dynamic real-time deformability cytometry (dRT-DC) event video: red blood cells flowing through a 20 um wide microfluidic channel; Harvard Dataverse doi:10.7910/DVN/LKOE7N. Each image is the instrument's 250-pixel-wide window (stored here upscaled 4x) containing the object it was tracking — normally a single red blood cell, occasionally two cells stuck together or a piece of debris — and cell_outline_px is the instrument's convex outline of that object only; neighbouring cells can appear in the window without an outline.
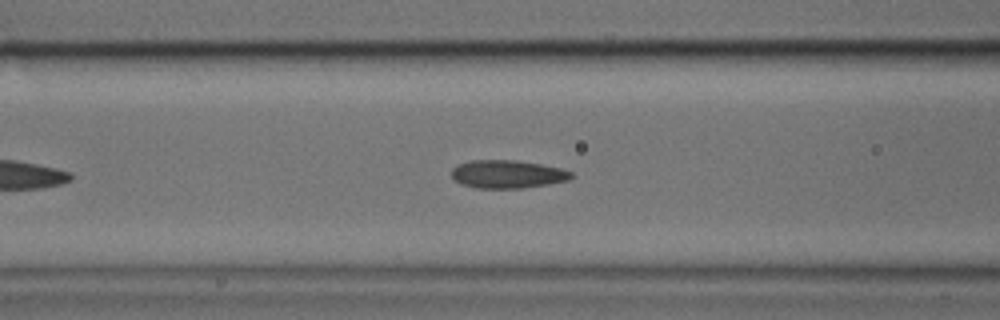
{"species": "common noctule bat (a hibernating species)", "species_latin": "Nyctalus noctula", "temperature_condition": "cold", "stored_images_in_passage": 39, "camera_frame_rate_fps": 3000, "um_per_image_px": 0.085, "animal": {"sex": "male", "body_mass_g": 17.9, "forearm_length_mm": 54.2}, "frame": {"image": 1, "passage_image": 11, "time_ms": 3.333, "image_size_px": [1000, 320], "cell_outline_px": [[576, 176], [568, 180], [548, 184], [524, 188], [476, 188], [460, 184], [452, 176], [452, 168], [456, 164], [472, 160], [516, 160], [540, 164], [560, 168], [572, 172]], "centroid_in_image_um": [43.13, 14.8], "position_along_channel_um": 123.5, "area_um2": 19.71}}
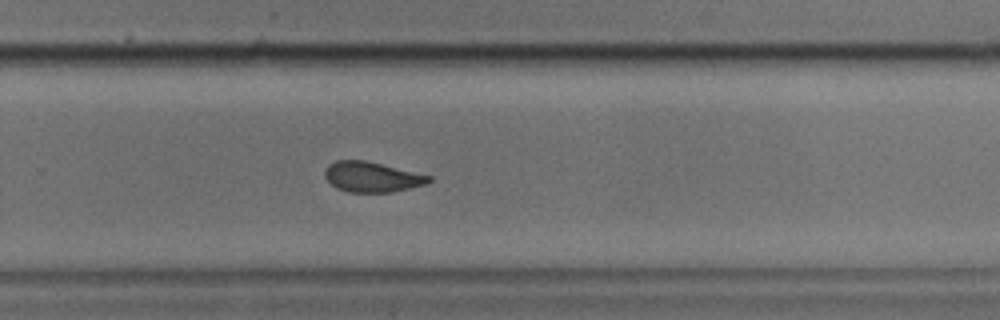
{"frame": {"image": 2, "passage_image": 24, "time_ms": 7.667, "image_size_px": [1000, 320], "cell_outline_px": [[432, 180], [428, 184], [392, 192], [348, 192], [336, 188], [324, 176], [324, 172], [328, 164], [336, 160], [364, 160], [432, 176]], "centroid_in_image_um": [31.62, 15.04], "position_along_channel_um": 298.2, "area_um2": 18.32}}
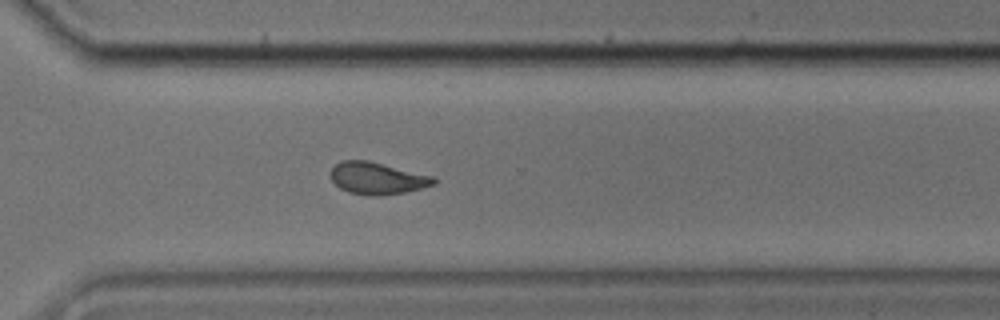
{"frame": {"image": 3, "passage_image": 27, "time_ms": 8.667, "image_size_px": [1000, 320], "cell_outline_px": [[436, 184], [404, 192], [376, 196], [368, 196], [348, 192], [340, 188], [332, 180], [332, 168], [340, 160], [368, 160], [432, 176], [436, 180]], "centroid_in_image_um": [32.05, 15.15], "position_along_channel_um": 338.6, "area_um2": 19.02}}